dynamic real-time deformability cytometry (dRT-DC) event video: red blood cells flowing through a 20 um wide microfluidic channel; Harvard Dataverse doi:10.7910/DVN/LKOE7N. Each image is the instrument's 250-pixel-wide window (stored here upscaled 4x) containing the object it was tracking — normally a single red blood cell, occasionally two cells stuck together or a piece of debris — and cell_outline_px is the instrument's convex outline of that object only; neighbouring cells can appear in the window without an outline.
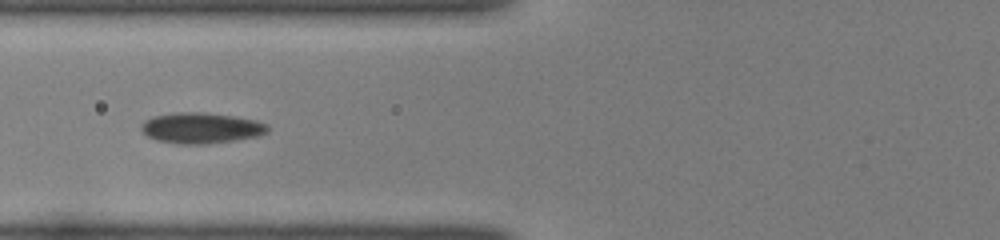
{"species": "common noctule bat (a hibernating species)", "species_latin": "Nyctalus noctula", "temperature_condition": "room temperature", "stored_images_in_passage": 49, "camera_frame_rate_fps": 3000, "um_per_image_px": 0.085, "animal": {"sex": "female", "body_mass_g": 22.0, "forearm_length_mm": 56.7}, "frame": {"image": 1, "passage_image": 19, "time_ms": 6.0, "image_size_px": [1000, 240], "cell_outline_px": [[268, 132], [260, 136], [236, 140], [204, 144], [180, 144], [156, 140], [148, 136], [140, 128], [144, 120], [152, 116], [176, 112], [204, 112], [232, 116], [256, 120], [268, 124]], "centroid_in_image_um": [17.11, 10.88], "position_along_channel_um": 108.7, "area_um2": 22.77}}
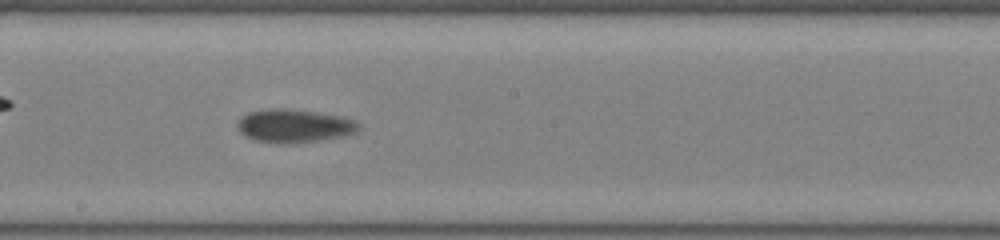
{"frame": {"image": 2, "passage_image": 28, "time_ms": 9.0, "image_size_px": [1000, 240], "cell_outline_px": [[360, 124], [352, 132], [336, 136], [316, 140], [256, 140], [244, 136], [240, 132], [236, 124], [240, 116], [248, 112], [268, 108], [288, 108], [344, 116], [356, 120]], "centroid_in_image_um": [24.93, 10.61], "position_along_channel_um": 223.3, "area_um2": 22.43}}
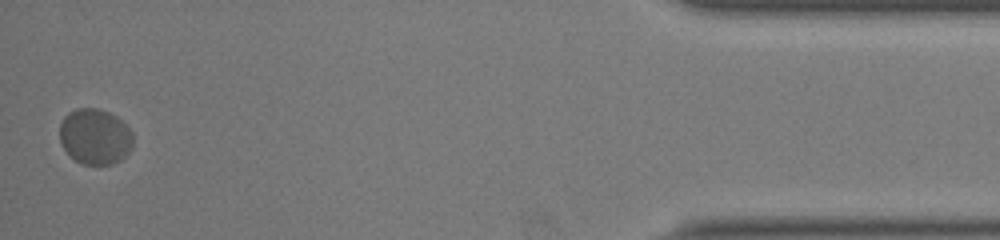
{"frame": {"image": 3, "passage_image": 49, "time_ms": 16.0, "image_size_px": [1000, 240], "cell_outline_px": [[132, 148], [120, 160], [112, 164], [84, 164], [68, 156], [60, 144], [60, 124], [64, 116], [68, 112], [76, 108], [96, 108], [108, 112], [116, 116], [132, 132]], "centroid_in_image_um": [8.04, 11.61], "position_along_channel_um": 427.2, "area_um2": 23.87}, "authors_computed_cell_mechanics": {"area_um2": 22.253, "velocity_mm_per_s": 3.8185, "shape_relaxation_time_tau1_ms": 7.844, "shape_relaxation_time_tau2_ms": null, "deformation_change_tau1": 0.0681, "deformation_change_tau2": null}}